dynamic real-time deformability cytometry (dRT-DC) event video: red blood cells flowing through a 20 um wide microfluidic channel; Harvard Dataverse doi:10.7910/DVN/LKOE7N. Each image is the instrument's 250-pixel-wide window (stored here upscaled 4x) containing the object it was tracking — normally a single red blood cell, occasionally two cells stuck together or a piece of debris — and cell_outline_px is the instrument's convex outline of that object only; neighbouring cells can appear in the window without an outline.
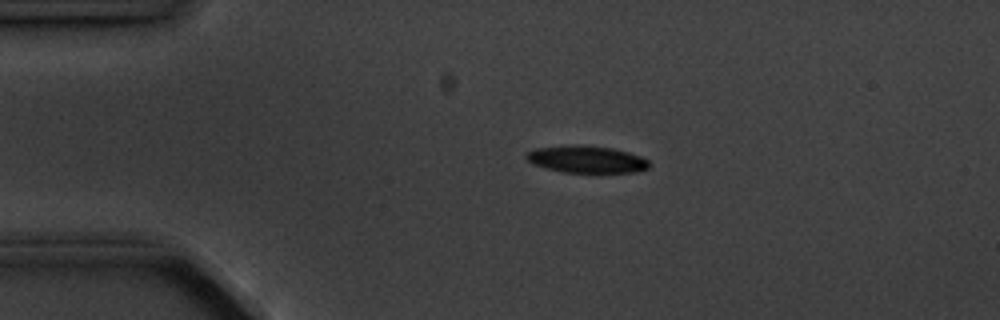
{"species": "common noctule bat (a hibernating species)", "species_latin": "Nyctalus noctula", "temperature_condition": "cold", "stored_images_in_passage": 3, "camera_frame_rate_fps": 3000, "um_per_image_px": 0.085, "animal": {"sex": "male", "body_mass_g": 20.1, "forearm_length_mm": 53.5}, "frame": {"image": 1, "passage_image": 2, "time_ms": 1.0, "image_size_px": [1000, 320], "cell_outline_px": [[648, 168], [636, 172], [564, 172], [532, 164], [524, 156], [528, 152], [536, 148], [564, 144], [580, 144], [612, 148], [628, 152], [640, 156], [648, 160]], "centroid_in_image_um": [49.82, 13.52], "position_along_channel_um": 35.2, "area_um2": 19.42}}